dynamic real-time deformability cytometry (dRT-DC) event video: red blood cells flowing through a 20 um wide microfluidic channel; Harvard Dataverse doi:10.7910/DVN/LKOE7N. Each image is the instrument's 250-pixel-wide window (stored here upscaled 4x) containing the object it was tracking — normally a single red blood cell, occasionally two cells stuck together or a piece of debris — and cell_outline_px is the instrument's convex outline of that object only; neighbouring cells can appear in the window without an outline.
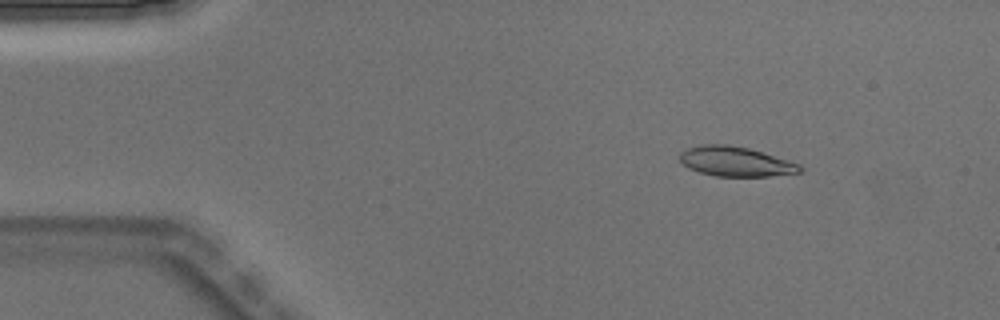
{"species": "Egyptian fruit bat (a non-hibernating species)", "species_latin": "Rousettus aegyptiacus", "temperature_condition": "warm", "stored_images_in_passage": 3, "camera_frame_rate_fps": 3000, "um_per_image_px": 0.085, "animal": {"sex": "male"}, "frame": {"image": 1, "passage_image": 1, "time_ms": 0.0, "image_size_px": [1000, 320], "cell_outline_px": [[804, 172], [768, 176], [716, 176], [700, 172], [688, 168], [680, 164], [680, 152], [688, 148], [704, 144], [728, 144], [748, 148], [788, 160], [800, 164], [804, 168]], "centroid_in_image_um": [62.53, 13.73], "position_along_channel_um": 22.5, "area_um2": 20.87}}